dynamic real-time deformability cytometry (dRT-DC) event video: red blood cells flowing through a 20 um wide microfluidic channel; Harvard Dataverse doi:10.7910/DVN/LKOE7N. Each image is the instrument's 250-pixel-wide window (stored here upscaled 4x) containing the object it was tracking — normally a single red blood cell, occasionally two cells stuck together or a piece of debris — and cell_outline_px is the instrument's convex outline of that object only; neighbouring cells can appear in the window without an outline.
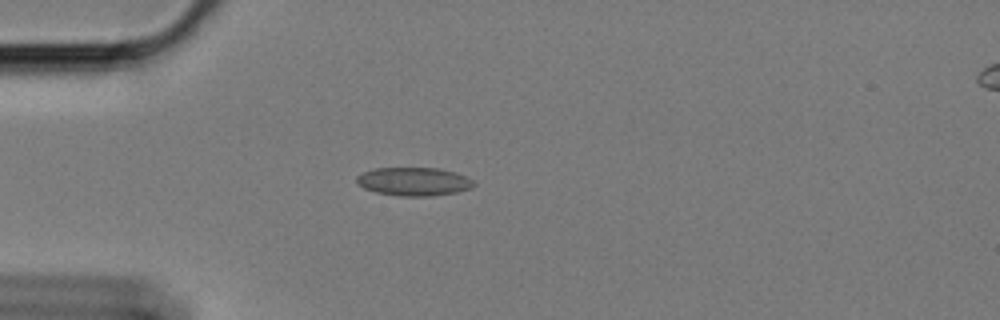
{"species": "Egyptian fruit bat (a non-hibernating species)", "species_latin": "Rousettus aegyptiacus", "temperature_condition": "cold", "stored_images_in_passage": 44, "camera_frame_rate_fps": 3000, "um_per_image_px": 0.085, "animal": {"sex": "female"}, "frame": {"image": 1, "passage_image": 1, "time_ms": 0.0, "image_size_px": [1000, 320], "cell_outline_px": [[476, 184], [472, 188], [456, 192], [428, 196], [400, 196], [376, 192], [364, 188], [356, 184], [356, 176], [364, 172], [376, 168], [440, 168], [456, 172], [472, 180]], "centroid_in_image_um": [35.16, 15.43], "position_along_channel_um": 49.8, "area_um2": 19.36}}
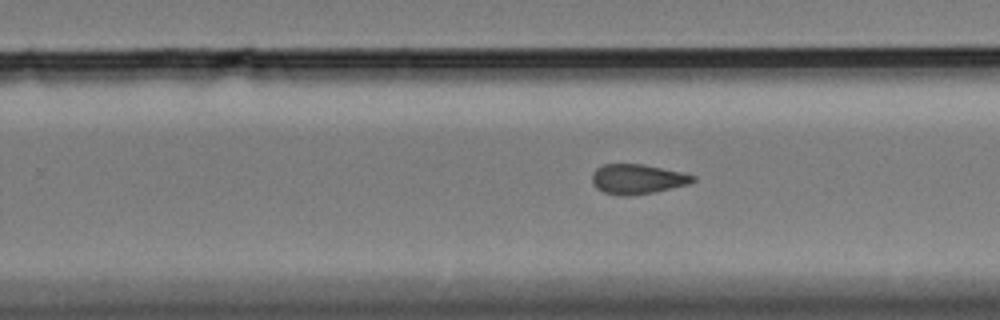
{"frame": {"image": 2, "passage_image": 22, "time_ms": 7.0, "image_size_px": [1000, 320], "cell_outline_px": [[696, 180], [688, 184], [656, 192], [628, 196], [624, 196], [604, 192], [596, 188], [592, 180], [592, 172], [596, 168], [604, 164], [640, 164], [680, 172], [696, 176]], "centroid_in_image_um": [54.16, 15.23], "position_along_channel_um": 275.6, "area_um2": 17.4}}
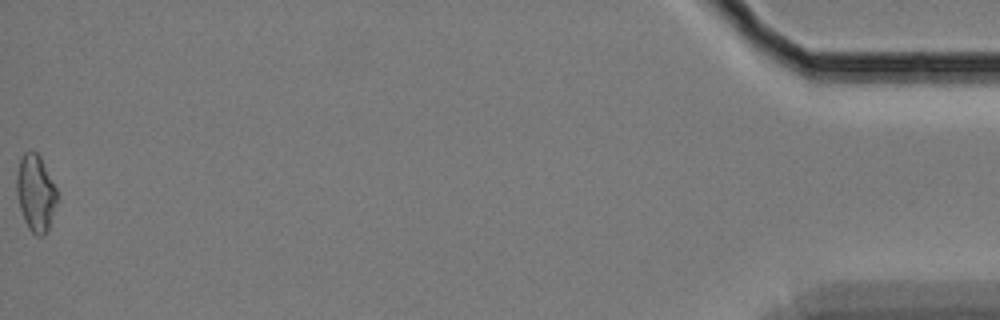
{"frame": {"image": 3, "passage_image": 44, "time_ms": 14.333, "image_size_px": [1000, 320], "cell_outline_px": [[56, 204], [48, 228], [44, 236], [36, 236], [28, 228], [24, 220], [16, 196], [16, 176], [20, 156], [24, 152], [36, 152], [40, 156], [56, 188]], "centroid_in_image_um": [3.0, 16.4], "position_along_channel_um": 432.2, "area_um2": 17.98}, "authors_computed_cell_mechanics": {"area_um2": 17.629, "velocity_mm_per_s": 3.4063, "shape_relaxation_time_tau1_ms": null, "shape_relaxation_time_tau2_ms": 2.9503, "deformation_change_tau1": null, "deformation_change_tau2": 0.0792}}